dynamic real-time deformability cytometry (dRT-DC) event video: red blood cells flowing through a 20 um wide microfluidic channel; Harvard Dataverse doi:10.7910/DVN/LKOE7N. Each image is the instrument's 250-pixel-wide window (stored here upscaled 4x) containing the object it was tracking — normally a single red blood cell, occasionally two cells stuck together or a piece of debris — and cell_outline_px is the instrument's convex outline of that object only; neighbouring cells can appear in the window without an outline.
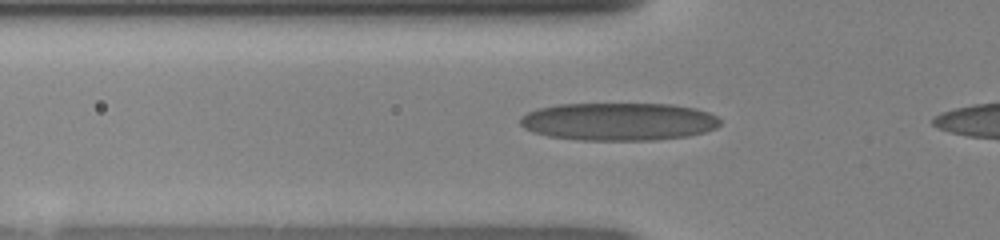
{"species": "human", "species_latin": "Homo sapiens", "temperature_condition": "room temperature", "stored_images_in_passage": 31, "camera_frame_rate_fps": 3000, "um_per_image_px": 0.085, "donor": {"sex": "female"}, "frame": {"image": 1, "passage_image": 6, "time_ms": 1.667, "image_size_px": [1000, 240], "cell_outline_px": [[720, 124], [716, 128], [704, 132], [688, 136], [656, 140], [580, 140], [548, 136], [532, 132], [524, 128], [520, 124], [520, 116], [536, 108], [556, 104], [672, 104], [696, 108], [708, 112], [716, 116], [720, 120]], "centroid_in_image_um": [52.56, 10.33], "position_along_channel_um": 73.2, "area_um2": 44.39}}
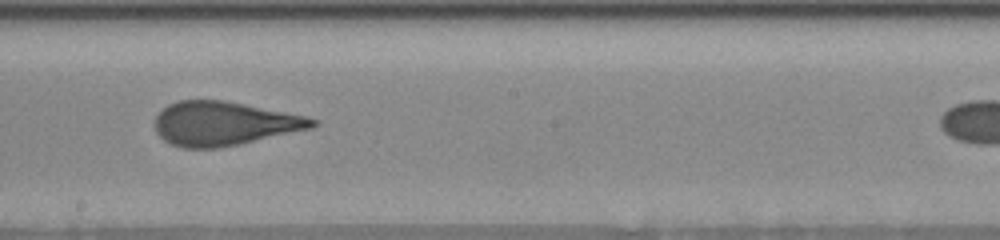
{"frame": {"image": 2, "passage_image": 17, "time_ms": 5.333, "image_size_px": [1000, 240], "cell_outline_px": [[320, 124], [312, 128], [240, 144], [220, 148], [184, 148], [172, 144], [164, 140], [156, 132], [156, 116], [168, 104], [180, 100], [224, 100], [308, 116], [320, 120]], "centroid_in_image_um": [19.09, 10.5], "position_along_channel_um": 229.1, "area_um2": 40.4}}
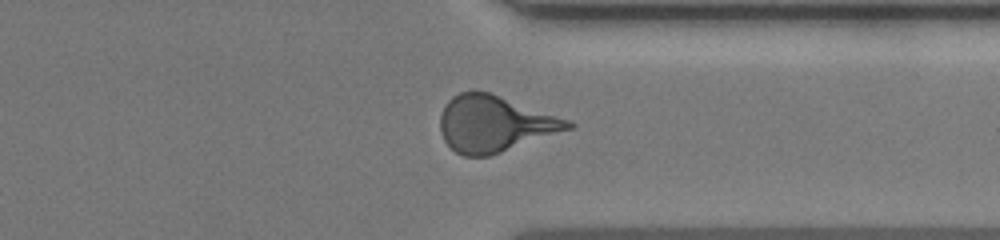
{"frame": {"image": 3, "passage_image": 27, "time_ms": 8.667, "image_size_px": [1000, 240], "cell_outline_px": [[576, 124], [572, 128], [488, 156], [464, 156], [456, 152], [444, 140], [440, 132], [440, 116], [444, 104], [452, 96], [460, 92], [488, 92], [572, 120]], "centroid_in_image_um": [42.03, 10.52], "position_along_channel_um": 369.4, "area_um2": 41.5}}